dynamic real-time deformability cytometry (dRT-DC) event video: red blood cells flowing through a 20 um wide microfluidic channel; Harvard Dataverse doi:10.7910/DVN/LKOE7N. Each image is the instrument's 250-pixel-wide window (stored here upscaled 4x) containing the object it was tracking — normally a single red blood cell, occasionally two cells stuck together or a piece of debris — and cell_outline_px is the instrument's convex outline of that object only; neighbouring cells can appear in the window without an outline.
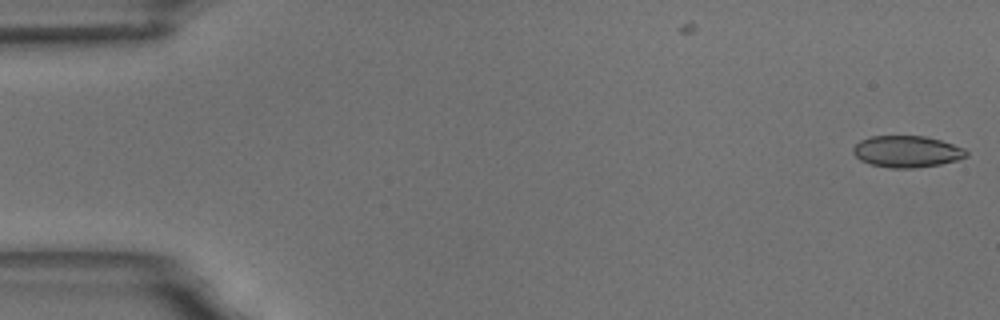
{"species": "common noctule bat (a hibernating species)", "species_latin": "Nyctalus noctula", "temperature_condition": "room temperature", "stored_images_in_passage": 2, "camera_frame_rate_fps": 3000, "um_per_image_px": 0.085, "animal": {"sex": "male", "body_mass_g": 18.8}, "frame": {"image": 1, "passage_image": 2, "time_ms": 0.333, "image_size_px": [1000, 320], "cell_outline_px": [[968, 156], [956, 160], [940, 164], [912, 168], [892, 168], [872, 164], [860, 160], [852, 152], [852, 148], [860, 140], [872, 136], [924, 136], [940, 140], [964, 148], [968, 152]], "centroid_in_image_um": [77.08, 12.88], "position_along_channel_um": 7.9, "area_um2": 20.69}}